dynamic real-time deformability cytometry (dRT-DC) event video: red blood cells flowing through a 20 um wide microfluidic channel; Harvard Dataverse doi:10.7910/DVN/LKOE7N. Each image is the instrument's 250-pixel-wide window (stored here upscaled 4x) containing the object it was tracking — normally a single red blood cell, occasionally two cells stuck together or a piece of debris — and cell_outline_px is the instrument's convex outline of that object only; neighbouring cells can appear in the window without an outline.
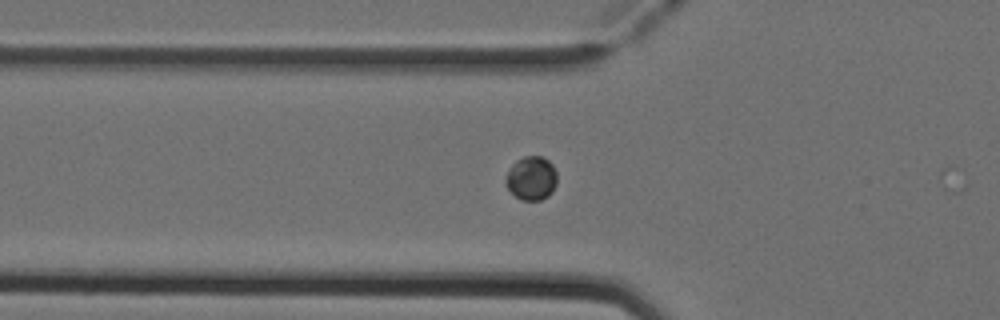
{"species": "Egyptian fruit bat (a non-hibernating species)", "species_latin": "Rousettus aegyptiacus", "temperature_condition": "cold", "stored_images_in_passage": 17, "camera_frame_rate_fps": 3000, "um_per_image_px": 0.085, "animal": {"sex": "female"}, "frame": {"image": 1, "passage_image": 9, "time_ms": 2.667, "image_size_px": [1000, 320], "cell_outline_px": [[556, 184], [552, 192], [548, 196], [540, 200], [520, 200], [504, 184], [504, 180], [508, 168], [516, 160], [524, 156], [544, 156], [552, 164], [556, 172]], "centroid_in_image_um": [45.15, 15.13], "position_along_channel_um": 80.7, "area_um2": 13.29}}
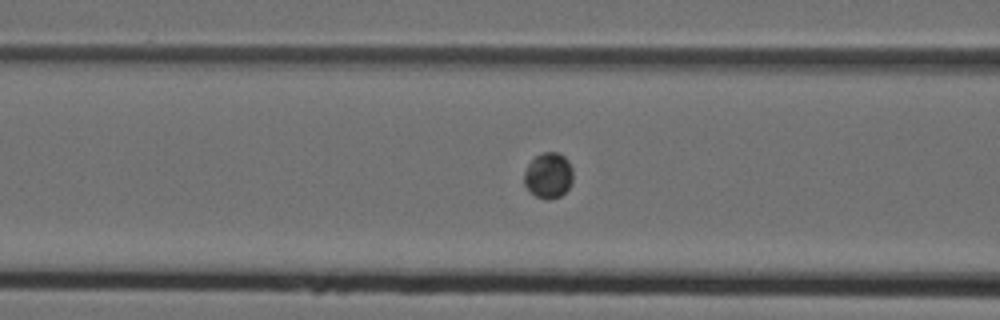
{"frame": {"image": 2, "passage_image": 12, "time_ms": 3.667, "image_size_px": [1000, 320], "cell_outline_px": [[572, 184], [560, 196], [548, 200], [536, 196], [524, 184], [524, 172], [528, 164], [536, 156], [544, 152], [560, 152], [568, 160], [572, 168]], "centroid_in_image_um": [46.63, 14.9], "position_along_channel_um": 120.0, "area_um2": 12.95}}
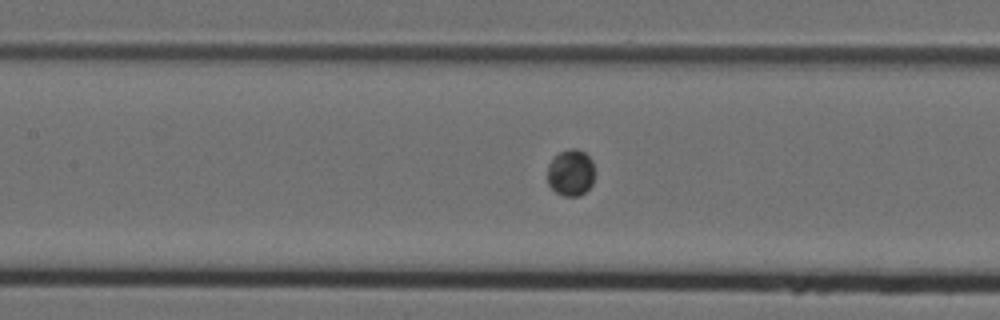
{"frame": {"image": 3, "passage_image": 15, "time_ms": 4.667, "image_size_px": [1000, 320], "cell_outline_px": [[596, 172], [592, 184], [580, 196], [564, 196], [556, 192], [548, 184], [548, 164], [552, 156], [568, 148], [576, 148], [584, 152], [592, 160]], "centroid_in_image_um": [48.53, 14.66], "position_along_channel_um": 158.9, "area_um2": 13.12}}